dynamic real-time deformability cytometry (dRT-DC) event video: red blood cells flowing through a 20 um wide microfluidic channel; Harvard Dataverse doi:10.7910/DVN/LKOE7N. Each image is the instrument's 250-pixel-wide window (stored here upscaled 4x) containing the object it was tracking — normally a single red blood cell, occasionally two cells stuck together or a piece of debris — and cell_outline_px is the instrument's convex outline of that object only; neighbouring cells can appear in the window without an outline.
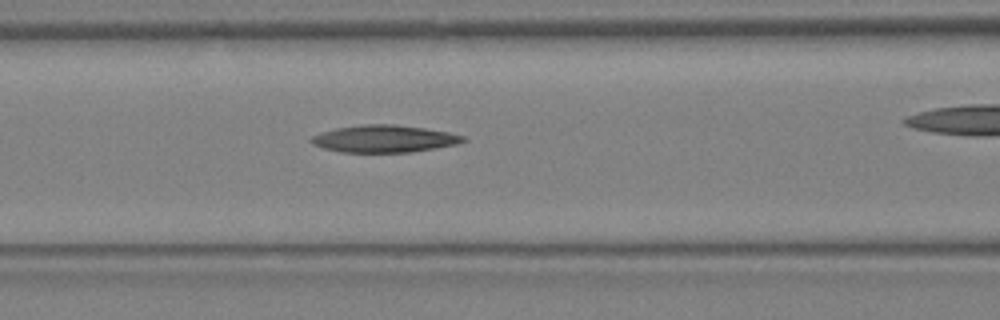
{"species": "Egyptian fruit bat (a non-hibernating species)", "species_latin": "Rousettus aegyptiacus", "temperature_condition": "warm", "stored_images_in_passage": 10, "camera_frame_rate_fps": 3000, "um_per_image_px": 0.085, "animal": {"sex": "female"}, "frame": {"image": 1, "passage_image": 7, "time_ms": 2.0, "image_size_px": [1000, 320], "cell_outline_px": [[468, 140], [456, 144], [408, 152], [340, 152], [324, 148], [312, 144], [308, 140], [312, 136], [336, 128], [360, 124], [396, 124], [424, 128], [448, 132], [468, 136]], "centroid_in_image_um": [32.66, 11.78], "position_along_channel_um": 133.9, "area_um2": 24.04}}
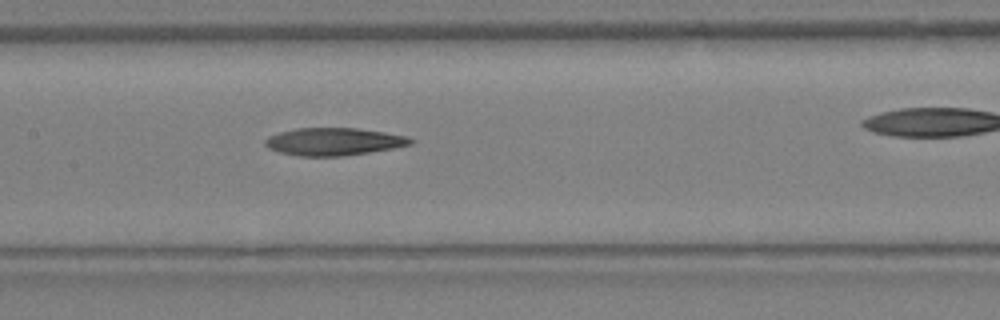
{"frame": {"image": 2, "passage_image": 9, "time_ms": 2.667, "image_size_px": [1000, 320], "cell_outline_px": [[416, 140], [412, 144], [392, 148], [344, 156], [300, 156], [280, 152], [268, 148], [264, 144], [264, 140], [268, 136], [280, 132], [296, 128], [356, 128], [384, 132], [404, 136]], "centroid_in_image_um": [28.34, 12.03], "position_along_channel_um": 179.1, "area_um2": 23.24}}